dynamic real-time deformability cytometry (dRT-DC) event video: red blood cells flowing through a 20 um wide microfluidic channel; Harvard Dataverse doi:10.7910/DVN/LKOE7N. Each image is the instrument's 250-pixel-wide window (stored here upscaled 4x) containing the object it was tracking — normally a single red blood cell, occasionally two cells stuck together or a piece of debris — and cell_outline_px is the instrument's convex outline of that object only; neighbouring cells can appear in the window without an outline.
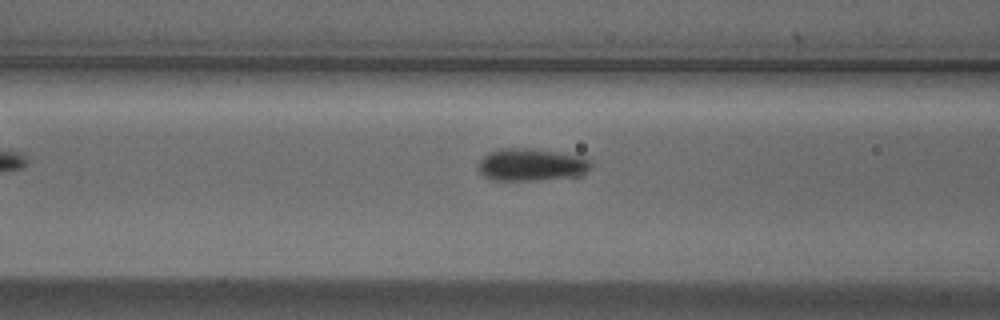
{"species": "Egyptian fruit bat (a non-hibernating species)", "species_latin": "Rousettus aegyptiacus", "temperature_condition": "cold", "stored_images_in_passage": 8, "camera_frame_rate_fps": 3000, "um_per_image_px": 0.085, "animal": {"sex": "male"}, "frame": {"image": 1, "passage_image": 6, "time_ms": 1.667, "image_size_px": [1000, 320], "cell_outline_px": [[592, 168], [580, 176], [528, 180], [492, 180], [484, 176], [480, 172], [480, 160], [488, 152], [500, 148], [532, 148], [580, 156], [588, 160], [592, 164]], "centroid_in_image_um": [45.17, 13.99], "position_along_channel_um": 121.4, "area_um2": 21.15}}